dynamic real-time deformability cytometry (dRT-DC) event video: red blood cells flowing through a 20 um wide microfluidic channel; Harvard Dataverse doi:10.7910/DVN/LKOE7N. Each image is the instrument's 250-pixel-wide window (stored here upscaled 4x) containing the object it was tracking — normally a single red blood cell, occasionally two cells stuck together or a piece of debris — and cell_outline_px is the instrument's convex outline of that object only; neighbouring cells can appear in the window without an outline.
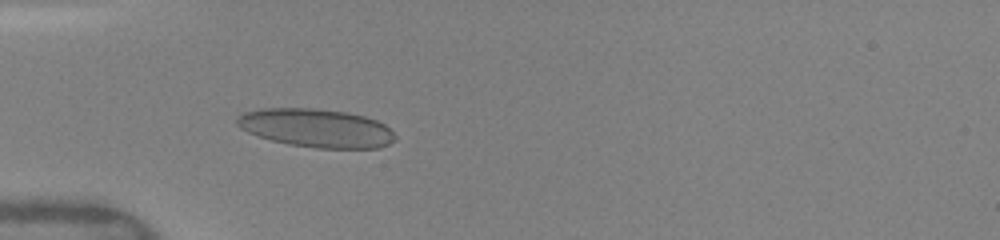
{"species": "human", "species_latin": "Homo sapiens", "temperature_condition": "warm", "stored_images_in_passage": 38, "camera_frame_rate_fps": 3000, "um_per_image_px": 0.085, "donor": {"sex": "female"}, "frame": {"image": 1, "passage_image": 4, "time_ms": 1.0, "image_size_px": [1000, 240], "cell_outline_px": [[396, 140], [380, 148], [316, 148], [288, 144], [256, 136], [240, 128], [236, 124], [236, 116], [244, 112], [264, 108], [312, 108], [348, 112], [364, 116], [376, 120], [384, 124], [396, 136]], "centroid_in_image_um": [26.86, 10.88], "position_along_channel_um": 58.1, "area_um2": 35.6}}
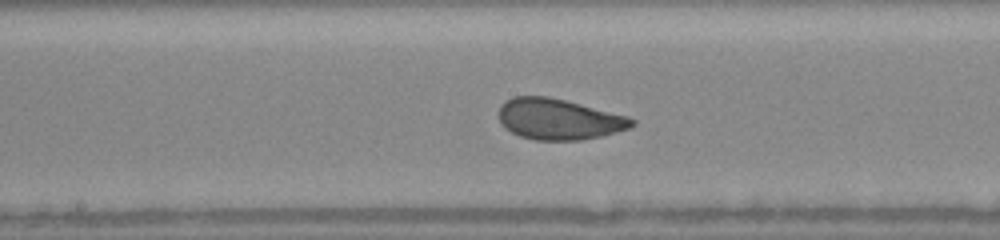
{"frame": {"image": 2, "passage_image": 15, "time_ms": 4.667, "image_size_px": [1000, 240], "cell_outline_px": [[636, 124], [628, 128], [616, 132], [584, 140], [536, 140], [520, 136], [504, 128], [500, 124], [500, 104], [504, 100], [512, 96], [548, 96], [628, 116], [636, 120]], "centroid_in_image_um": [47.48, 10.13], "position_along_channel_um": 200.7, "area_um2": 31.73}}
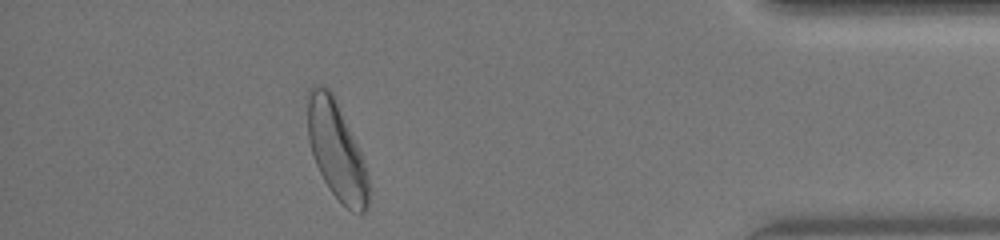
{"frame": {"image": 3, "passage_image": 33, "time_ms": 10.667, "image_size_px": [1000, 240], "cell_outline_px": [[368, 204], [364, 212], [360, 212], [348, 208], [328, 188], [316, 164], [308, 140], [308, 88], [312, 84], [320, 84], [328, 88], [360, 152], [368, 176]], "centroid_in_image_um": [28.56, 12.77], "position_along_channel_um": 406.6, "area_um2": 33.47}, "authors_computed_cell_mechanics": {"area_um2": 32.5992, "velocity_mm_per_s": 4.0864, "shape_relaxation_time_tau1_ms": 3.9502, "shape_relaxation_time_tau2_ms": 0.7313, "deformation_change_tau1": 0.1343, "deformation_change_tau2": 0.0773}}